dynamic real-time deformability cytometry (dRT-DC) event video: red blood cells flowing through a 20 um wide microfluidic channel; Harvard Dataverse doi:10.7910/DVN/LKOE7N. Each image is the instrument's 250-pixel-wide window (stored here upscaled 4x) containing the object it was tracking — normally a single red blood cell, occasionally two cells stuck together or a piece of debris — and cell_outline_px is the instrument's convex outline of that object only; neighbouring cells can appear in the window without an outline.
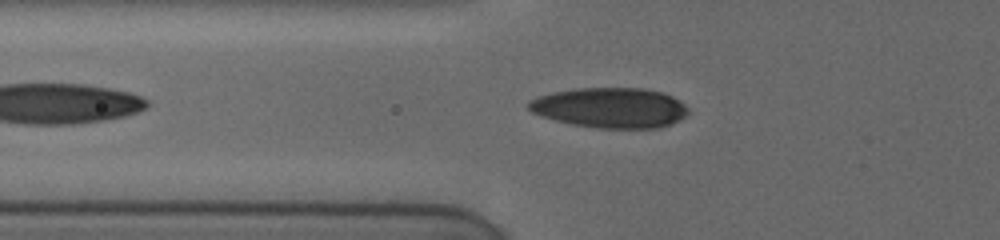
{"species": "human", "species_latin": "Homo sapiens", "temperature_condition": "cold", "stored_images_in_passage": 6, "camera_frame_rate_fps": 3000, "um_per_image_px": 0.085, "donor": {"sex": "female"}, "frame": {"image": 1, "passage_image": 5, "time_ms": 2.0, "image_size_px": [1000, 240], "cell_outline_px": [[688, 112], [680, 120], [672, 124], [660, 128], [596, 128], [572, 124], [540, 116], [532, 112], [524, 104], [528, 100], [536, 96], [552, 92], [576, 88], [640, 88], [660, 92], [672, 96], [684, 104], [688, 108]], "centroid_in_image_um": [51.82, 9.16], "position_along_channel_um": 74.0, "area_um2": 37.63}}